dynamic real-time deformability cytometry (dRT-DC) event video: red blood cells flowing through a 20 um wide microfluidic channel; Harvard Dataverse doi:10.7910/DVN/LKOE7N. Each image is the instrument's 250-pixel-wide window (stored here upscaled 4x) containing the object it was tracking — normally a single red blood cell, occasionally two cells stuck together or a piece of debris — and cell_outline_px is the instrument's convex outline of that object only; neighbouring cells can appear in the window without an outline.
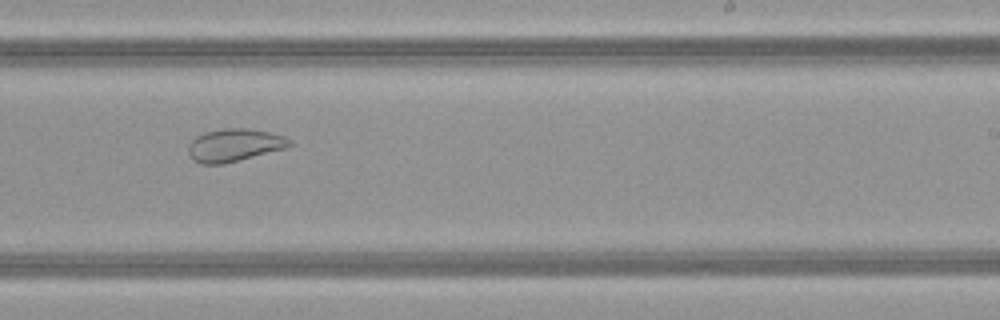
{"species": "common noctule bat (a hibernating species)", "species_latin": "Nyctalus noctula", "temperature_condition": "warm", "stored_images_in_passage": 34, "camera_frame_rate_fps": 3000, "um_per_image_px": 0.085, "animal": {"sex": "female", "body_mass_g": 21.9}, "frame": {"image": 1, "passage_image": 15, "time_ms": 4.667, "image_size_px": [1000, 320], "cell_outline_px": [[292, 144], [288, 148], [220, 164], [200, 164], [192, 160], [188, 152], [188, 148], [192, 140], [196, 136], [204, 132], [224, 128], [244, 128], [268, 132], [284, 136], [292, 140]], "centroid_in_image_um": [19.91, 12.33], "position_along_channel_um": 269.1, "area_um2": 19.25}}
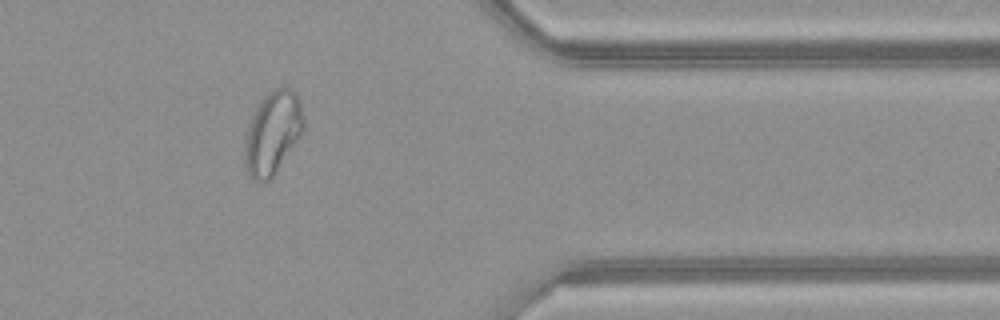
{"frame": {"image": 2, "passage_image": 25, "time_ms": 8.0, "image_size_px": [1000, 320], "cell_outline_px": [[304, 132], [272, 180], [264, 184], [256, 184], [252, 180], [248, 172], [244, 160], [244, 140], [248, 124], [260, 100], [264, 96], [276, 88], [288, 88], [296, 92], [300, 100], [304, 120]], "centroid_in_image_um": [23.18, 11.37], "position_along_channel_um": 388.2, "area_um2": 29.25}}